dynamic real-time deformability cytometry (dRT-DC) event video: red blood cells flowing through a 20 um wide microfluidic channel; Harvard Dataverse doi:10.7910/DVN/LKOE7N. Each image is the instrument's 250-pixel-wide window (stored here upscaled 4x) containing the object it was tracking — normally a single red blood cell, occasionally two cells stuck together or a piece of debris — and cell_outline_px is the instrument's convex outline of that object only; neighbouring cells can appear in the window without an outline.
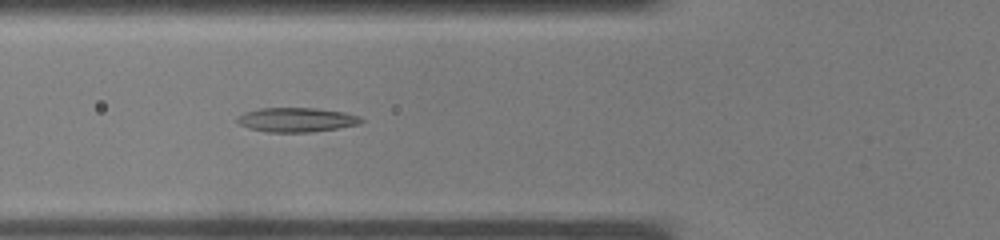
{"species": "common noctule bat (a hibernating species)", "species_latin": "Nyctalus noctula", "temperature_condition": "warm", "stored_images_in_passage": 27, "camera_frame_rate_fps": 3000, "um_per_image_px": 0.085, "animal": {"sex": "male", "body_mass_g": 19.0, "forearm_length_mm": 50.8}, "frame": {"image": 1, "passage_image": 4, "time_ms": 1.0, "image_size_px": [1000, 240], "cell_outline_px": [[364, 120], [360, 124], [336, 128], [308, 132], [268, 132], [248, 128], [240, 124], [236, 120], [236, 116], [244, 112], [260, 108], [316, 108], [344, 112], [360, 116]], "centroid_in_image_um": [25.18, 10.17], "position_along_channel_um": 100.6, "area_um2": 17.57}}
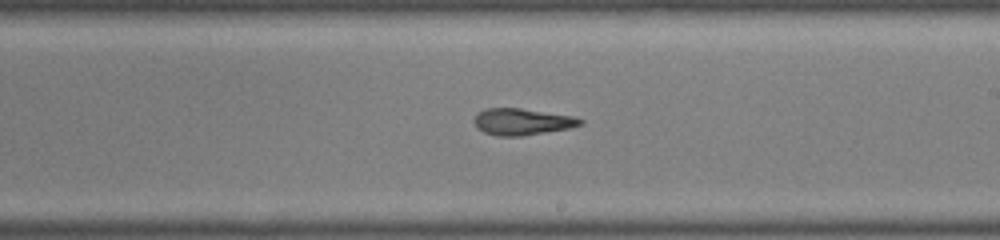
{"frame": {"image": 2, "passage_image": 12, "time_ms": 3.667, "image_size_px": [1000, 240], "cell_outline_px": [[584, 124], [568, 128], [520, 136], [496, 136], [484, 132], [476, 128], [472, 120], [480, 112], [488, 108], [520, 108], [576, 116], [584, 120]], "centroid_in_image_um": [44.39, 10.34], "position_along_channel_um": 244.6, "area_um2": 16.47}}
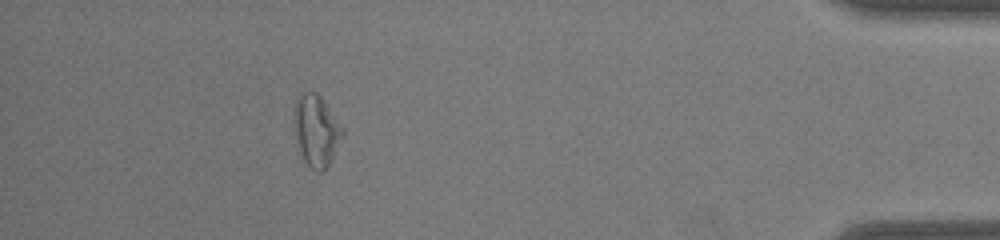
{"frame": {"image": 3, "passage_image": 24, "time_ms": 7.667, "image_size_px": [1000, 240], "cell_outline_px": [[344, 136], [328, 164], [320, 172], [316, 172], [300, 156], [296, 140], [292, 112], [296, 100], [300, 92], [316, 92], [320, 96], [344, 128]], "centroid_in_image_um": [26.86, 11.07], "position_along_channel_um": 408.3, "area_um2": 20.29}}